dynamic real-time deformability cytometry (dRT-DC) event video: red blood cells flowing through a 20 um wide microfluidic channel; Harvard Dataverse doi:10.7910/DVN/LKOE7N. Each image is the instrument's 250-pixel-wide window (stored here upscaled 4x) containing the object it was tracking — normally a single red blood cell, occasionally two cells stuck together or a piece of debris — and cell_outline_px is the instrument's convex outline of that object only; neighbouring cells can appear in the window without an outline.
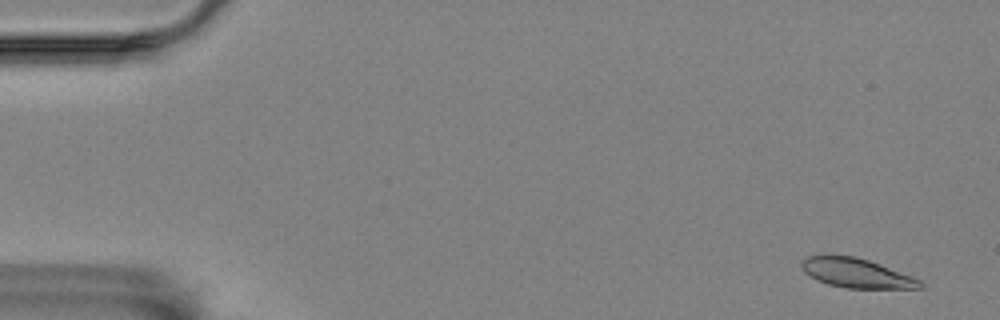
{"species": "Egyptian fruit bat (a non-hibernating species)", "species_latin": "Rousettus aegyptiacus", "temperature_condition": "room temperature", "stored_images_in_passage": 56, "camera_frame_rate_fps": 3000, "um_per_image_px": 0.085, "animal": {"sex": "female"}, "frame": {"image": 1, "passage_image": 2, "time_ms": 0.333, "image_size_px": [1000, 320], "cell_outline_px": [[924, 288], [848, 288], [828, 284], [816, 280], [804, 272], [800, 264], [800, 260], [808, 256], [828, 252], [856, 256], [868, 260], [920, 280], [924, 284]], "centroid_in_image_um": [72.68, 23.17], "position_along_channel_um": 12.3, "area_um2": 20.63}}
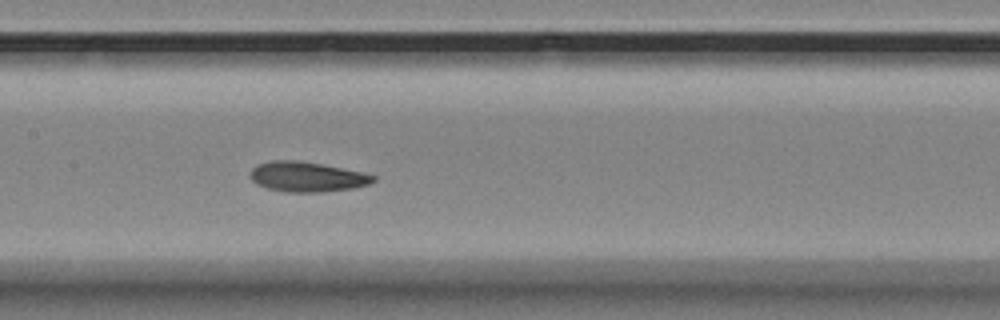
{"frame": {"image": 2, "passage_image": 27, "time_ms": 8.667, "image_size_px": [1000, 320], "cell_outline_px": [[376, 180], [368, 184], [352, 188], [324, 192], [288, 192], [268, 188], [256, 184], [248, 176], [248, 172], [256, 164], [268, 160], [296, 160], [320, 164], [360, 172], [376, 176]], "centroid_in_image_um": [26.01, 15.02], "position_along_channel_um": 181.4, "area_um2": 21.5}}
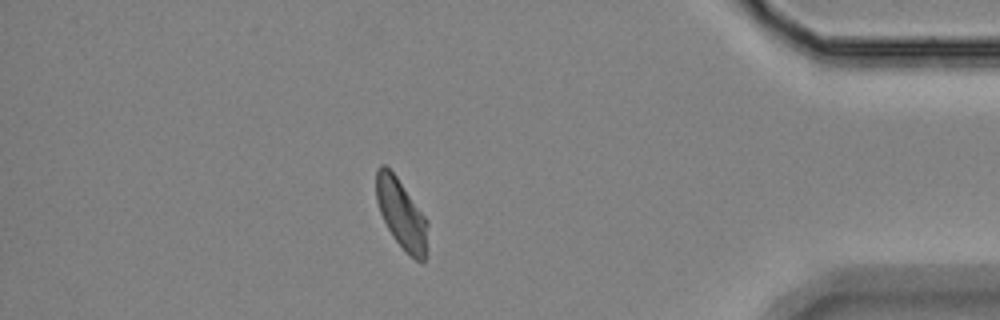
{"frame": {"image": 3, "passage_image": 49, "time_ms": 16.0, "image_size_px": [1000, 320], "cell_outline_px": [[428, 224], [424, 260], [416, 260], [392, 236], [380, 212], [376, 200], [376, 168], [380, 164], [384, 164], [396, 176], [428, 220]], "centroid_in_image_um": [34.09, 18.12], "position_along_channel_um": 401.1, "area_um2": 20.35}, "authors_computed_cell_mechanics": {"area_um2": 21.3571, "velocity_mm_per_s": 3.503, "shape_relaxation_time_tau1_ms": 3.0796, "shape_relaxation_time_tau2_ms": 2.3745, "deformation_change_tau1": 0.1378, "deformation_change_tau2": 0.0842}}